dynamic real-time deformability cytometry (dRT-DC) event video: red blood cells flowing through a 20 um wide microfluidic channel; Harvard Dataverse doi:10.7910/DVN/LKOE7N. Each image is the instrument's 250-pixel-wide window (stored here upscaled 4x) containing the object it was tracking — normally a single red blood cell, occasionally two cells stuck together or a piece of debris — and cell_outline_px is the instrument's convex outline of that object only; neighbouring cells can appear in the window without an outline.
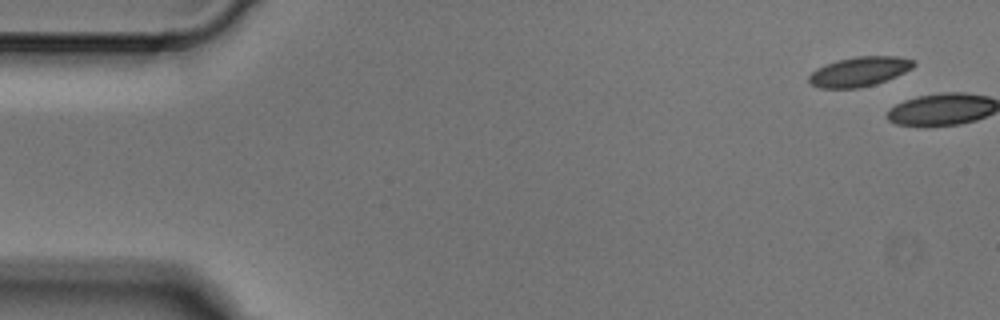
{"species": "Egyptian fruit bat (a non-hibernating species)", "species_latin": "Rousettus aegyptiacus", "temperature_condition": "cold", "stored_images_in_passage": 5, "camera_frame_rate_fps": 3000, "um_per_image_px": 0.085, "animal": {"sex": "male"}, "frame": {"image": 1, "passage_image": 1, "time_ms": 0.0, "image_size_px": [1000, 320], "cell_outline_px": [[916, 64], [912, 68], [896, 76], [876, 84], [860, 88], [820, 88], [812, 84], [808, 80], [808, 76], [816, 68], [840, 60], [856, 56], [896, 56], [916, 60]], "centroid_in_image_um": [73.07, 6.09], "position_along_channel_um": 11.9, "area_um2": 17.98}}
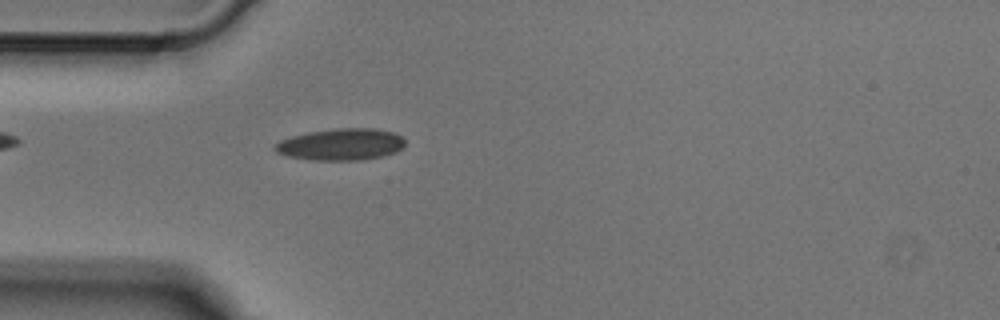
{"frame": {"image": 2, "passage_image": 5, "time_ms": 1.333, "image_size_px": [1000, 320], "cell_outline_px": [[404, 148], [396, 152], [384, 156], [360, 160], [312, 160], [288, 156], [276, 152], [272, 148], [280, 140], [292, 136], [308, 132], [336, 128], [376, 128], [396, 132], [404, 140]], "centroid_in_image_um": [29.01, 12.27], "position_along_channel_um": 56.0, "area_um2": 24.28}}